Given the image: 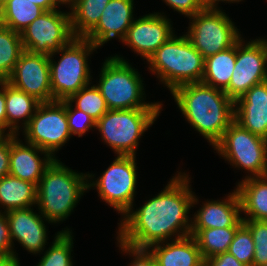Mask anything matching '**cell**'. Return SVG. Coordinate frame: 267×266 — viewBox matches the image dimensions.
<instances>
[{"instance_id":"1","label":"cell","mask_w":267,"mask_h":266,"mask_svg":"<svg viewBox=\"0 0 267 266\" xmlns=\"http://www.w3.org/2000/svg\"><path fill=\"white\" fill-rule=\"evenodd\" d=\"M189 179L179 172L157 196L136 211H127L119 224L117 241L134 249H148L174 235L175 239L189 236L192 219L187 214L198 204Z\"/></svg>"},{"instance_id":"2","label":"cell","mask_w":267,"mask_h":266,"mask_svg":"<svg viewBox=\"0 0 267 266\" xmlns=\"http://www.w3.org/2000/svg\"><path fill=\"white\" fill-rule=\"evenodd\" d=\"M180 111L214 146L234 122V101L223 90L199 83H188L171 92Z\"/></svg>"},{"instance_id":"3","label":"cell","mask_w":267,"mask_h":266,"mask_svg":"<svg viewBox=\"0 0 267 266\" xmlns=\"http://www.w3.org/2000/svg\"><path fill=\"white\" fill-rule=\"evenodd\" d=\"M90 174L77 173L54 159L46 168L37 186L39 214L49 223L65 220L88 190Z\"/></svg>"},{"instance_id":"4","label":"cell","mask_w":267,"mask_h":266,"mask_svg":"<svg viewBox=\"0 0 267 266\" xmlns=\"http://www.w3.org/2000/svg\"><path fill=\"white\" fill-rule=\"evenodd\" d=\"M205 58L186 35L170 37L148 59V68L172 92L188 83L201 82Z\"/></svg>"},{"instance_id":"5","label":"cell","mask_w":267,"mask_h":266,"mask_svg":"<svg viewBox=\"0 0 267 266\" xmlns=\"http://www.w3.org/2000/svg\"><path fill=\"white\" fill-rule=\"evenodd\" d=\"M100 76L96 86L109 110L162 109L161 103L144 101L143 80L138 71L132 68L123 57L118 55L108 57L103 64Z\"/></svg>"},{"instance_id":"6","label":"cell","mask_w":267,"mask_h":266,"mask_svg":"<svg viewBox=\"0 0 267 266\" xmlns=\"http://www.w3.org/2000/svg\"><path fill=\"white\" fill-rule=\"evenodd\" d=\"M97 47L88 39L74 37L63 46L58 63L49 55L52 101L68 100L72 95L90 83L88 56Z\"/></svg>"},{"instance_id":"7","label":"cell","mask_w":267,"mask_h":266,"mask_svg":"<svg viewBox=\"0 0 267 266\" xmlns=\"http://www.w3.org/2000/svg\"><path fill=\"white\" fill-rule=\"evenodd\" d=\"M161 109L108 110L97 122L101 138L117 155L135 156L142 134L154 123Z\"/></svg>"},{"instance_id":"8","label":"cell","mask_w":267,"mask_h":266,"mask_svg":"<svg viewBox=\"0 0 267 266\" xmlns=\"http://www.w3.org/2000/svg\"><path fill=\"white\" fill-rule=\"evenodd\" d=\"M213 147L235 168L249 171L247 177L267 176V140L242 128L235 121Z\"/></svg>"},{"instance_id":"9","label":"cell","mask_w":267,"mask_h":266,"mask_svg":"<svg viewBox=\"0 0 267 266\" xmlns=\"http://www.w3.org/2000/svg\"><path fill=\"white\" fill-rule=\"evenodd\" d=\"M189 18L192 22L185 35L204 58L234 46L242 38L231 19L219 8L203 9Z\"/></svg>"},{"instance_id":"10","label":"cell","mask_w":267,"mask_h":266,"mask_svg":"<svg viewBox=\"0 0 267 266\" xmlns=\"http://www.w3.org/2000/svg\"><path fill=\"white\" fill-rule=\"evenodd\" d=\"M26 143L48 152L53 158L72 136L68 127L65 100L43 102L23 129Z\"/></svg>"},{"instance_id":"11","label":"cell","mask_w":267,"mask_h":266,"mask_svg":"<svg viewBox=\"0 0 267 266\" xmlns=\"http://www.w3.org/2000/svg\"><path fill=\"white\" fill-rule=\"evenodd\" d=\"M136 156L117 155L112 164L88 189L96 187L102 200L124 215L133 208L137 184Z\"/></svg>"},{"instance_id":"12","label":"cell","mask_w":267,"mask_h":266,"mask_svg":"<svg viewBox=\"0 0 267 266\" xmlns=\"http://www.w3.org/2000/svg\"><path fill=\"white\" fill-rule=\"evenodd\" d=\"M23 49L30 53L55 55L74 35L70 12L50 10L42 13L21 33Z\"/></svg>"},{"instance_id":"13","label":"cell","mask_w":267,"mask_h":266,"mask_svg":"<svg viewBox=\"0 0 267 266\" xmlns=\"http://www.w3.org/2000/svg\"><path fill=\"white\" fill-rule=\"evenodd\" d=\"M236 43V62L226 95L237 101L252 86L267 80V40L255 39Z\"/></svg>"},{"instance_id":"14","label":"cell","mask_w":267,"mask_h":266,"mask_svg":"<svg viewBox=\"0 0 267 266\" xmlns=\"http://www.w3.org/2000/svg\"><path fill=\"white\" fill-rule=\"evenodd\" d=\"M6 82L35 97L41 103L51 102L49 56L24 50Z\"/></svg>"},{"instance_id":"15","label":"cell","mask_w":267,"mask_h":266,"mask_svg":"<svg viewBox=\"0 0 267 266\" xmlns=\"http://www.w3.org/2000/svg\"><path fill=\"white\" fill-rule=\"evenodd\" d=\"M170 22L161 13L142 16L132 22L122 42L148 61L174 35Z\"/></svg>"},{"instance_id":"16","label":"cell","mask_w":267,"mask_h":266,"mask_svg":"<svg viewBox=\"0 0 267 266\" xmlns=\"http://www.w3.org/2000/svg\"><path fill=\"white\" fill-rule=\"evenodd\" d=\"M5 214L12 245L15 239L30 253L37 254L44 250L47 243V229L43 220L47 219L41 214L34 213L31 207L12 209Z\"/></svg>"},{"instance_id":"17","label":"cell","mask_w":267,"mask_h":266,"mask_svg":"<svg viewBox=\"0 0 267 266\" xmlns=\"http://www.w3.org/2000/svg\"><path fill=\"white\" fill-rule=\"evenodd\" d=\"M134 0H110L97 25L84 37L97 48L116 36L122 41L134 21Z\"/></svg>"},{"instance_id":"18","label":"cell","mask_w":267,"mask_h":266,"mask_svg":"<svg viewBox=\"0 0 267 266\" xmlns=\"http://www.w3.org/2000/svg\"><path fill=\"white\" fill-rule=\"evenodd\" d=\"M234 106V121L267 140V80L252 86Z\"/></svg>"},{"instance_id":"19","label":"cell","mask_w":267,"mask_h":266,"mask_svg":"<svg viewBox=\"0 0 267 266\" xmlns=\"http://www.w3.org/2000/svg\"><path fill=\"white\" fill-rule=\"evenodd\" d=\"M17 136L10 135L9 174L38 186L46 168L55 158L35 145H24ZM38 153H44L46 158L41 159Z\"/></svg>"},{"instance_id":"20","label":"cell","mask_w":267,"mask_h":266,"mask_svg":"<svg viewBox=\"0 0 267 266\" xmlns=\"http://www.w3.org/2000/svg\"><path fill=\"white\" fill-rule=\"evenodd\" d=\"M241 202L236 189L227 198L204 203L192 218L191 229H211L240 227L243 217L240 216Z\"/></svg>"},{"instance_id":"21","label":"cell","mask_w":267,"mask_h":266,"mask_svg":"<svg viewBox=\"0 0 267 266\" xmlns=\"http://www.w3.org/2000/svg\"><path fill=\"white\" fill-rule=\"evenodd\" d=\"M166 243H157L147 249L158 266H204L199 247L192 235Z\"/></svg>"},{"instance_id":"22","label":"cell","mask_w":267,"mask_h":266,"mask_svg":"<svg viewBox=\"0 0 267 266\" xmlns=\"http://www.w3.org/2000/svg\"><path fill=\"white\" fill-rule=\"evenodd\" d=\"M241 202V213L250 220L267 221V176L245 177L236 188Z\"/></svg>"},{"instance_id":"23","label":"cell","mask_w":267,"mask_h":266,"mask_svg":"<svg viewBox=\"0 0 267 266\" xmlns=\"http://www.w3.org/2000/svg\"><path fill=\"white\" fill-rule=\"evenodd\" d=\"M5 99L7 128L9 129L7 135H19V121L23 119L22 125L24 126L21 128H25L41 102L24 91L16 89L6 81Z\"/></svg>"},{"instance_id":"24","label":"cell","mask_w":267,"mask_h":266,"mask_svg":"<svg viewBox=\"0 0 267 266\" xmlns=\"http://www.w3.org/2000/svg\"><path fill=\"white\" fill-rule=\"evenodd\" d=\"M0 204L4 212L30 208L37 204V186L8 174L0 179Z\"/></svg>"},{"instance_id":"25","label":"cell","mask_w":267,"mask_h":266,"mask_svg":"<svg viewBox=\"0 0 267 266\" xmlns=\"http://www.w3.org/2000/svg\"><path fill=\"white\" fill-rule=\"evenodd\" d=\"M236 62V44L205 58L201 82L216 89L225 90L231 80Z\"/></svg>"},{"instance_id":"26","label":"cell","mask_w":267,"mask_h":266,"mask_svg":"<svg viewBox=\"0 0 267 266\" xmlns=\"http://www.w3.org/2000/svg\"><path fill=\"white\" fill-rule=\"evenodd\" d=\"M45 10L28 0H8L0 8V24L21 33Z\"/></svg>"},{"instance_id":"27","label":"cell","mask_w":267,"mask_h":266,"mask_svg":"<svg viewBox=\"0 0 267 266\" xmlns=\"http://www.w3.org/2000/svg\"><path fill=\"white\" fill-rule=\"evenodd\" d=\"M110 0H77L70 8L71 30L74 37H85L98 23Z\"/></svg>"},{"instance_id":"28","label":"cell","mask_w":267,"mask_h":266,"mask_svg":"<svg viewBox=\"0 0 267 266\" xmlns=\"http://www.w3.org/2000/svg\"><path fill=\"white\" fill-rule=\"evenodd\" d=\"M238 228L191 229L190 235L196 240L203 260H206L227 252Z\"/></svg>"},{"instance_id":"29","label":"cell","mask_w":267,"mask_h":266,"mask_svg":"<svg viewBox=\"0 0 267 266\" xmlns=\"http://www.w3.org/2000/svg\"><path fill=\"white\" fill-rule=\"evenodd\" d=\"M23 51L20 33L0 24V78L3 81L11 75Z\"/></svg>"},{"instance_id":"30","label":"cell","mask_w":267,"mask_h":266,"mask_svg":"<svg viewBox=\"0 0 267 266\" xmlns=\"http://www.w3.org/2000/svg\"><path fill=\"white\" fill-rule=\"evenodd\" d=\"M71 235L68 228L58 232L51 247L45 251L36 266H73L71 259L73 237Z\"/></svg>"},{"instance_id":"31","label":"cell","mask_w":267,"mask_h":266,"mask_svg":"<svg viewBox=\"0 0 267 266\" xmlns=\"http://www.w3.org/2000/svg\"><path fill=\"white\" fill-rule=\"evenodd\" d=\"M69 102L75 101V108L87 113L96 122L109 110L105 99L96 85H86L72 95Z\"/></svg>"},{"instance_id":"32","label":"cell","mask_w":267,"mask_h":266,"mask_svg":"<svg viewBox=\"0 0 267 266\" xmlns=\"http://www.w3.org/2000/svg\"><path fill=\"white\" fill-rule=\"evenodd\" d=\"M255 245L250 230L242 224L236 231L228 253L245 266H253Z\"/></svg>"},{"instance_id":"33","label":"cell","mask_w":267,"mask_h":266,"mask_svg":"<svg viewBox=\"0 0 267 266\" xmlns=\"http://www.w3.org/2000/svg\"><path fill=\"white\" fill-rule=\"evenodd\" d=\"M255 245L253 266H267V221L243 219Z\"/></svg>"},{"instance_id":"34","label":"cell","mask_w":267,"mask_h":266,"mask_svg":"<svg viewBox=\"0 0 267 266\" xmlns=\"http://www.w3.org/2000/svg\"><path fill=\"white\" fill-rule=\"evenodd\" d=\"M65 107L68 127L71 135H78V137H81L89 129L96 128V121L87 113H84L83 111L76 108L74 110L72 102L65 100Z\"/></svg>"},{"instance_id":"35","label":"cell","mask_w":267,"mask_h":266,"mask_svg":"<svg viewBox=\"0 0 267 266\" xmlns=\"http://www.w3.org/2000/svg\"><path fill=\"white\" fill-rule=\"evenodd\" d=\"M5 212L0 211V257H16Z\"/></svg>"},{"instance_id":"36","label":"cell","mask_w":267,"mask_h":266,"mask_svg":"<svg viewBox=\"0 0 267 266\" xmlns=\"http://www.w3.org/2000/svg\"><path fill=\"white\" fill-rule=\"evenodd\" d=\"M119 247L124 253L131 254L133 258V263L129 266H158L154 257L150 254L147 249H134L118 243Z\"/></svg>"},{"instance_id":"37","label":"cell","mask_w":267,"mask_h":266,"mask_svg":"<svg viewBox=\"0 0 267 266\" xmlns=\"http://www.w3.org/2000/svg\"><path fill=\"white\" fill-rule=\"evenodd\" d=\"M168 6L175 11L186 15L193 16L203 10L199 0H163Z\"/></svg>"},{"instance_id":"38","label":"cell","mask_w":267,"mask_h":266,"mask_svg":"<svg viewBox=\"0 0 267 266\" xmlns=\"http://www.w3.org/2000/svg\"><path fill=\"white\" fill-rule=\"evenodd\" d=\"M10 135L0 137V179L9 174Z\"/></svg>"},{"instance_id":"39","label":"cell","mask_w":267,"mask_h":266,"mask_svg":"<svg viewBox=\"0 0 267 266\" xmlns=\"http://www.w3.org/2000/svg\"><path fill=\"white\" fill-rule=\"evenodd\" d=\"M204 266H245L228 252L220 253L204 260Z\"/></svg>"},{"instance_id":"40","label":"cell","mask_w":267,"mask_h":266,"mask_svg":"<svg viewBox=\"0 0 267 266\" xmlns=\"http://www.w3.org/2000/svg\"><path fill=\"white\" fill-rule=\"evenodd\" d=\"M0 133L5 135L7 129V116H6V99H5V81L0 84Z\"/></svg>"},{"instance_id":"41","label":"cell","mask_w":267,"mask_h":266,"mask_svg":"<svg viewBox=\"0 0 267 266\" xmlns=\"http://www.w3.org/2000/svg\"><path fill=\"white\" fill-rule=\"evenodd\" d=\"M28 1H31L32 3L40 6L45 11L56 10V8L59 7V5L56 3L55 0H28Z\"/></svg>"},{"instance_id":"42","label":"cell","mask_w":267,"mask_h":266,"mask_svg":"<svg viewBox=\"0 0 267 266\" xmlns=\"http://www.w3.org/2000/svg\"><path fill=\"white\" fill-rule=\"evenodd\" d=\"M220 1H226V2H239V1H242V0H199L201 6L203 9H213V10H217V2H220Z\"/></svg>"},{"instance_id":"43","label":"cell","mask_w":267,"mask_h":266,"mask_svg":"<svg viewBox=\"0 0 267 266\" xmlns=\"http://www.w3.org/2000/svg\"><path fill=\"white\" fill-rule=\"evenodd\" d=\"M0 266H20L16 257H0Z\"/></svg>"},{"instance_id":"44","label":"cell","mask_w":267,"mask_h":266,"mask_svg":"<svg viewBox=\"0 0 267 266\" xmlns=\"http://www.w3.org/2000/svg\"><path fill=\"white\" fill-rule=\"evenodd\" d=\"M56 1V3L59 5H61V4H66V5H70L69 7L71 8L75 3H76V1L77 0H55Z\"/></svg>"},{"instance_id":"45","label":"cell","mask_w":267,"mask_h":266,"mask_svg":"<svg viewBox=\"0 0 267 266\" xmlns=\"http://www.w3.org/2000/svg\"><path fill=\"white\" fill-rule=\"evenodd\" d=\"M8 0H0V8L7 2Z\"/></svg>"}]
</instances>
